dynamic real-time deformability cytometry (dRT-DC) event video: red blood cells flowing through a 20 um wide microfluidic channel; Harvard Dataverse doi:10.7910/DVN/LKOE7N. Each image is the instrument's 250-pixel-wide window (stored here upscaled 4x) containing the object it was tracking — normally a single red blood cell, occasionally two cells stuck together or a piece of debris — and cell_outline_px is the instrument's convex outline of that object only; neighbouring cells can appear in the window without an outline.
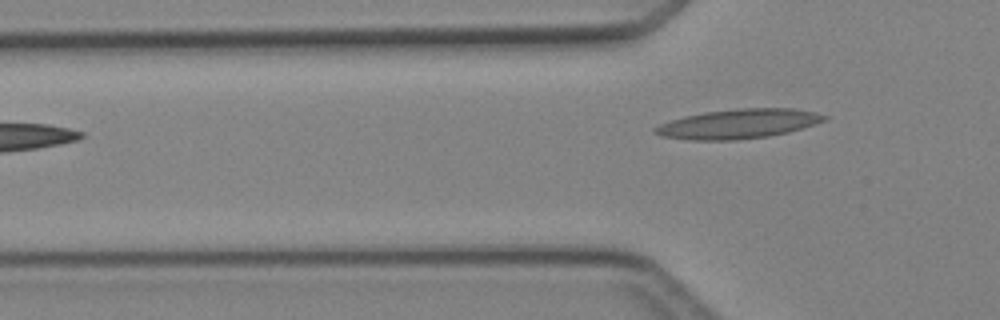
{"species": "Egyptian fruit bat (a non-hibernating species)", "species_latin": "Rousettus aegyptiacus", "temperature_condition": "cold", "stored_images_in_passage": 3, "camera_frame_rate_fps": 3000, "um_per_image_px": 0.085, "animal": {"sex": "female"}, "frame": {"image": 1, "passage_image": 3, "time_ms": 2.333, "image_size_px": [1000, 320], "cell_outline_px": [[828, 120], [788, 132], [768, 136], [736, 140], [688, 140], [660, 136], [652, 132], [652, 128], [660, 124], [684, 116], [704, 112], [736, 108], [792, 108], [816, 112], [828, 116]], "centroid_in_image_um": [62.75, 10.52], "position_along_channel_um": 63.1, "area_um2": 29.25}}